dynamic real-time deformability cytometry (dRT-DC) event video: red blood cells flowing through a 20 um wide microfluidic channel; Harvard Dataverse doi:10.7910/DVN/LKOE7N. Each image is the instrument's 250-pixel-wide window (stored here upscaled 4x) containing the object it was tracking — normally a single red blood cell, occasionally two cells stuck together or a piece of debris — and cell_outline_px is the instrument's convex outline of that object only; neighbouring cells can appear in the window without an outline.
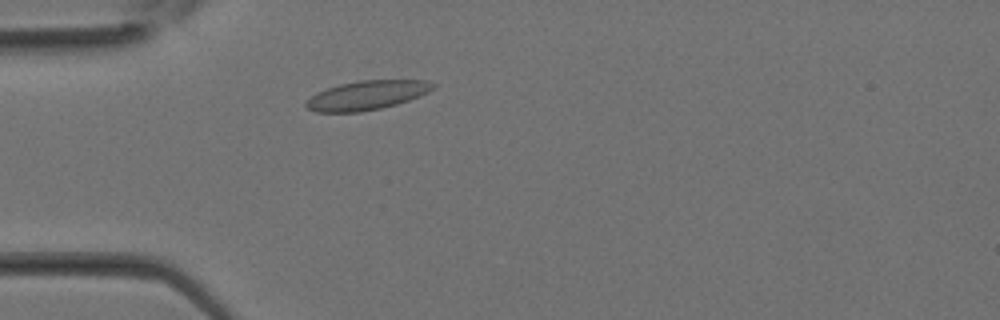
{"species": "Egyptian fruit bat (a non-hibernating species)", "species_latin": "Rousettus aegyptiacus", "temperature_condition": "room temperature", "stored_images_in_passage": 25, "camera_frame_rate_fps": 3000, "um_per_image_px": 0.085, "animal": {"sex": "female"}, "frame": {"image": 1, "passage_image": 1, "time_ms": 0.0, "image_size_px": [1000, 320], "cell_outline_px": [[436, 88], [420, 96], [396, 104], [380, 108], [360, 112], [316, 112], [308, 108], [304, 104], [316, 92], [340, 84], [360, 80], [424, 80], [436, 84]], "centroid_in_image_um": [31.21, 8.09], "position_along_channel_um": 53.8, "area_um2": 21.44}}
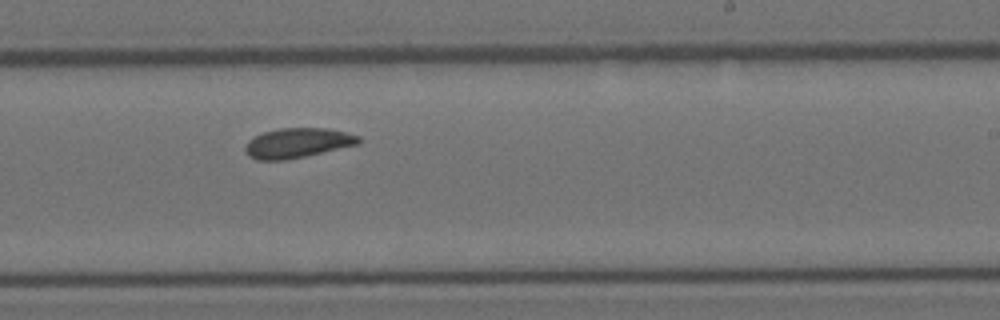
{"frame": {"image": 2, "passage_image": 12, "time_ms": 3.667, "image_size_px": [1000, 320], "cell_outline_px": [[360, 144], [288, 160], [256, 160], [248, 156], [244, 148], [248, 140], [264, 132], [280, 128], [328, 128], [360, 136]], "centroid_in_image_um": [25.29, 12.16], "position_along_channel_um": 263.7, "area_um2": 19.77}}
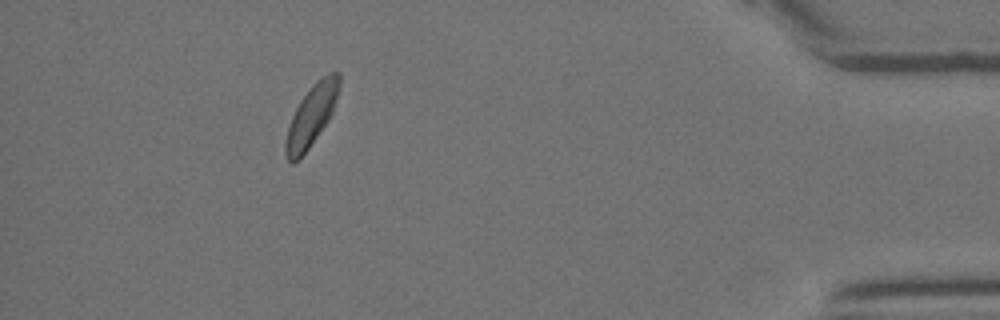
{"frame": {"image": 3, "passage_image": 22, "time_ms": 7.0, "image_size_px": [1000, 320], "cell_outline_px": [[340, 88], [332, 112], [328, 120], [308, 148], [292, 164], [288, 160], [284, 152], [284, 144], [288, 128], [292, 116], [300, 100], [312, 84], [316, 80], [328, 72], [340, 72]], "centroid_in_image_um": [26.48, 9.77], "position_along_channel_um": 408.7, "area_um2": 18.84}}